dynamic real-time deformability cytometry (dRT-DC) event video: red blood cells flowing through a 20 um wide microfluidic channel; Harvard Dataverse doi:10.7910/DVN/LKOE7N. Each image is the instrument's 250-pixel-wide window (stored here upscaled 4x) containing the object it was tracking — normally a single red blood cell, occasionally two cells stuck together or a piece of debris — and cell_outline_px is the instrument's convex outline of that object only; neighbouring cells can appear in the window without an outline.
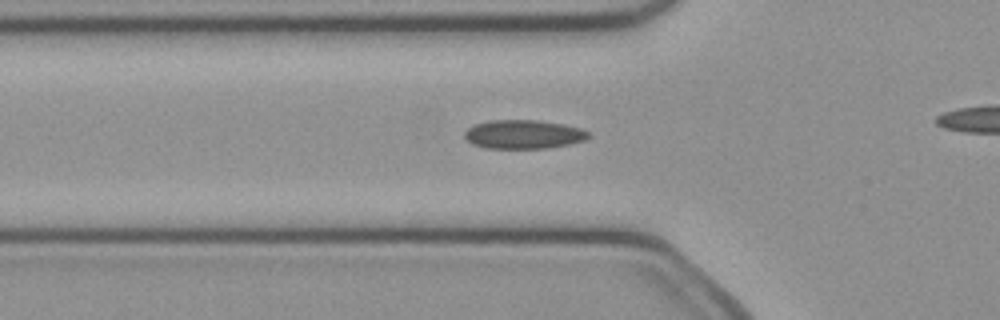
{"species": "common noctule bat (a hibernating species)", "species_latin": "Nyctalus noctula", "temperature_condition": "cold", "stored_images_in_passage": 30, "camera_frame_rate_fps": 3000, "um_per_image_px": 0.085, "animal": {"sex": "female", "body_mass_g": 21.9}, "frame": {"image": 1, "passage_image": 6, "time_ms": 1.667, "image_size_px": [1000, 320], "cell_outline_px": [[592, 136], [584, 140], [572, 144], [548, 148], [484, 148], [472, 144], [464, 136], [464, 132], [468, 128], [476, 124], [488, 120], [536, 120], [564, 124], [580, 128], [588, 132]], "centroid_in_image_um": [44.51, 11.42], "position_along_channel_um": 81.3, "area_um2": 20.92}}
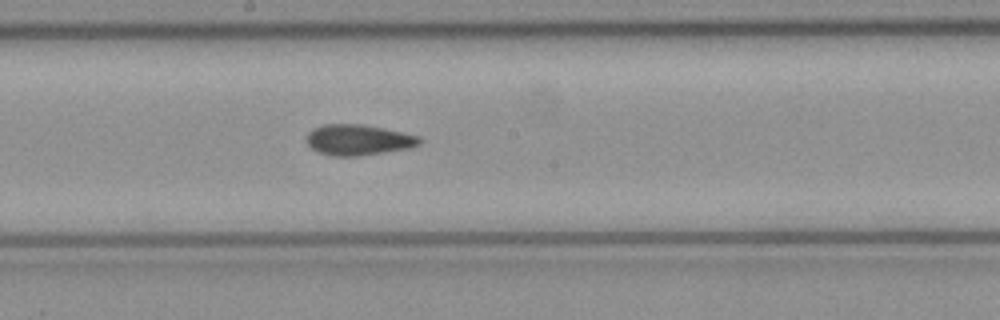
{"frame": {"image": 2, "passage_image": 16, "time_ms": 5.0, "image_size_px": [1000, 320], "cell_outline_px": [[424, 140], [420, 144], [412, 148], [356, 156], [332, 156], [320, 152], [312, 148], [308, 144], [308, 132], [312, 128], [324, 124], [360, 124], [404, 132], [420, 136]], "centroid_in_image_um": [30.51, 11.88], "position_along_channel_um": 217.7, "area_um2": 20.23}}
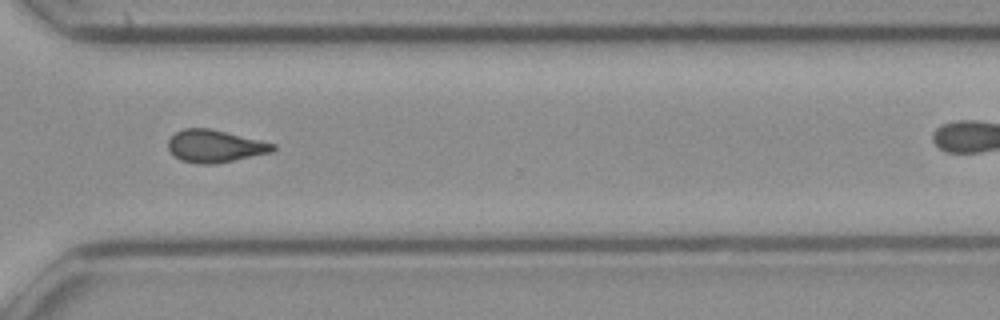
{"frame": {"image": 3, "passage_image": 26, "time_ms": 8.333, "image_size_px": [1000, 320], "cell_outline_px": [[276, 148], [272, 152], [216, 164], [196, 164], [180, 160], [168, 148], [168, 140], [176, 132], [184, 128], [208, 128], [260, 140], [276, 144]], "centroid_in_image_um": [18.27, 12.43], "position_along_channel_um": 352.3, "area_um2": 19.71}}